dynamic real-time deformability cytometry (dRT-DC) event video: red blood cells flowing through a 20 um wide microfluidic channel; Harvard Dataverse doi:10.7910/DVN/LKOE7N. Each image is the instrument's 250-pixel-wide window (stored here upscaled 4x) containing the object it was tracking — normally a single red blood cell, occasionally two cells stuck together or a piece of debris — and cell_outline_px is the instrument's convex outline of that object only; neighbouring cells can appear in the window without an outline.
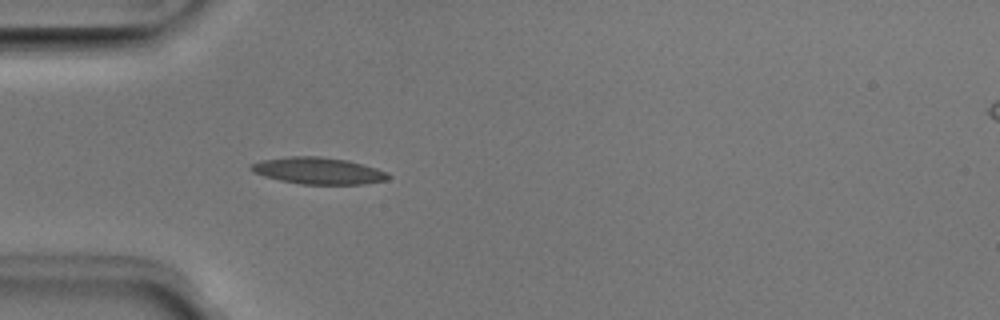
{"species": "Egyptian fruit bat (a non-hibernating species)", "species_latin": "Rousettus aegyptiacus", "temperature_condition": "room temperature", "stored_images_in_passage": 39, "camera_frame_rate_fps": 3000, "um_per_image_px": 0.085, "animal": {"sex": "male"}, "frame": {"image": 1, "passage_image": 4, "time_ms": 1.0, "image_size_px": [1000, 320], "cell_outline_px": [[392, 176], [388, 180], [364, 184], [300, 184], [280, 180], [264, 176], [252, 172], [248, 168], [252, 164], [260, 160], [292, 156], [320, 156], [348, 160], [376, 168]], "centroid_in_image_um": [27.04, 14.51], "position_along_channel_um": 58.0, "area_um2": 21.39}}
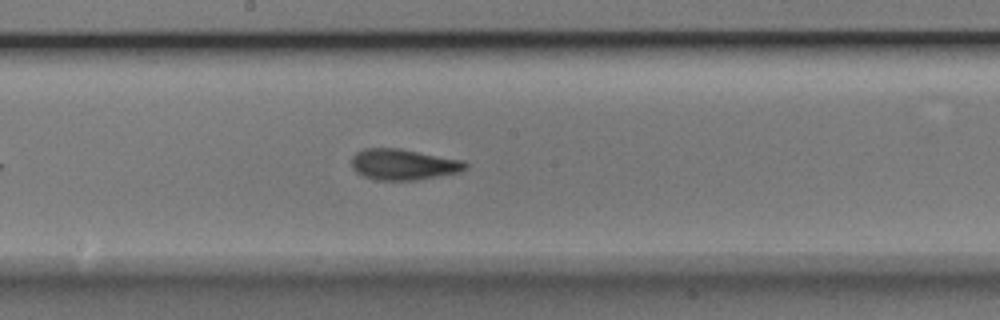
{"frame": {"image": 2, "passage_image": 16, "time_ms": 5.0, "image_size_px": [1000, 320], "cell_outline_px": [[468, 168], [460, 172], [416, 180], [376, 180], [364, 176], [356, 172], [352, 168], [352, 156], [356, 152], [364, 148], [400, 148], [464, 160], [468, 164]], "centroid_in_image_um": [34.3, 13.97], "position_along_channel_um": 213.9, "area_um2": 20.69}}
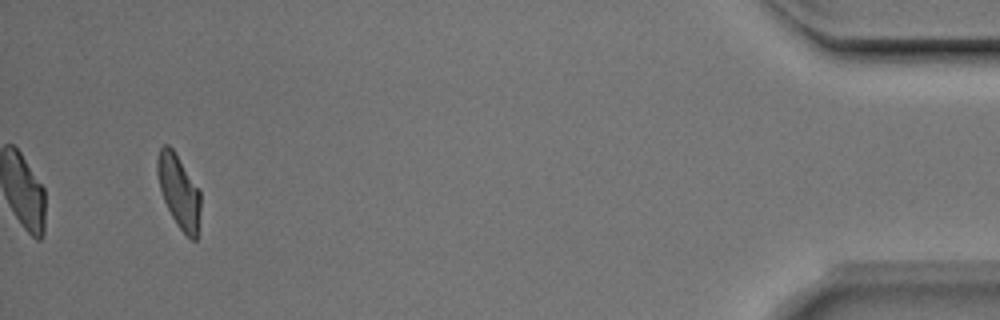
{"frame": {"image": 3, "passage_image": 37, "time_ms": 12.0, "image_size_px": [1000, 320], "cell_outline_px": [[200, 212], [196, 240], [192, 240], [176, 224], [164, 200], [160, 188], [156, 172], [156, 160], [160, 148], [164, 144], [168, 144], [172, 148], [200, 188]], "centroid_in_image_um": [15.2, 16.23], "position_along_channel_um": 420.0, "area_um2": 18.44}, "authors_computed_cell_mechanics": {"area_um2": 19.9988, "velocity_mm_per_s": 4.0153, "shape_relaxation_time_tau1_ms": 3.6237, "shape_relaxation_time_tau2_ms": 1.6502, "deformation_change_tau1": 0.1367, "deformation_change_tau2": 0.0905}}